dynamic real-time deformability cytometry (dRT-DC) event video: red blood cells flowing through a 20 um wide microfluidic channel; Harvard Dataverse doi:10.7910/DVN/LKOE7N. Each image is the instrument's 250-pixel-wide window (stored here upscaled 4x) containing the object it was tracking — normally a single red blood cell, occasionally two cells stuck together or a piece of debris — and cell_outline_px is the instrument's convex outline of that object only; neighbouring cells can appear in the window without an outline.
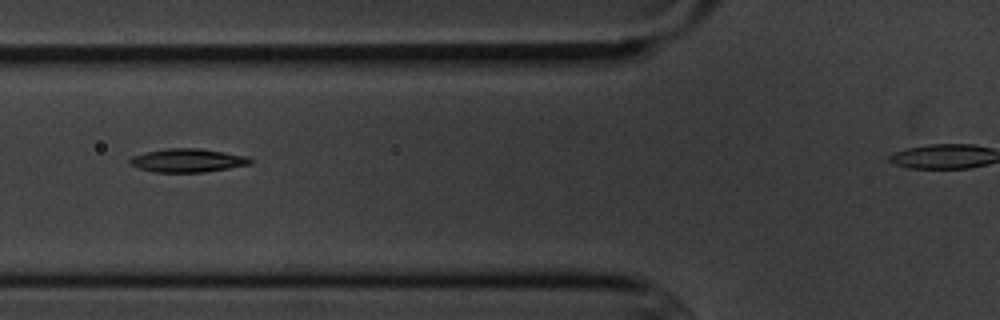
{"species": "common noctule bat (a hibernating species)", "species_latin": "Nyctalus noctula", "temperature_condition": "cold", "stored_images_in_passage": 5, "camera_frame_rate_fps": 3000, "um_per_image_px": 0.085, "animal": {"sex": "male", "body_mass_g": 20.1, "forearm_length_mm": 53.5}, "frame": {"image": 1, "passage_image": 3, "time_ms": 2.333, "image_size_px": [1000, 320], "cell_outline_px": [[252, 164], [204, 172], [152, 172], [128, 164], [128, 160], [132, 156], [148, 152], [168, 148], [196, 148], [224, 152], [248, 156], [252, 160]], "centroid_in_image_um": [15.94, 13.64], "position_along_channel_um": 109.9, "area_um2": 16.42}}
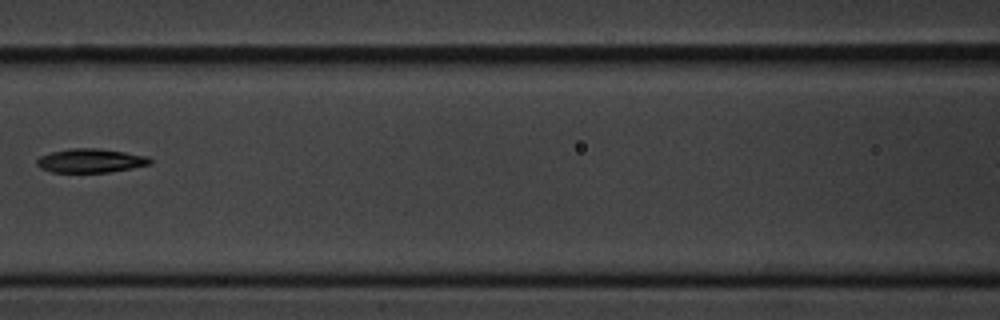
{"frame": {"image": 2, "passage_image": 4, "time_ms": 3.667, "image_size_px": [1000, 320], "cell_outline_px": [[152, 164], [132, 168], [108, 172], [52, 172], [40, 168], [36, 164], [36, 160], [40, 156], [52, 152], [72, 148], [100, 148], [148, 156], [152, 160]], "centroid_in_image_um": [7.71, 13.65], "position_along_channel_um": 158.9, "area_um2": 15.78}}
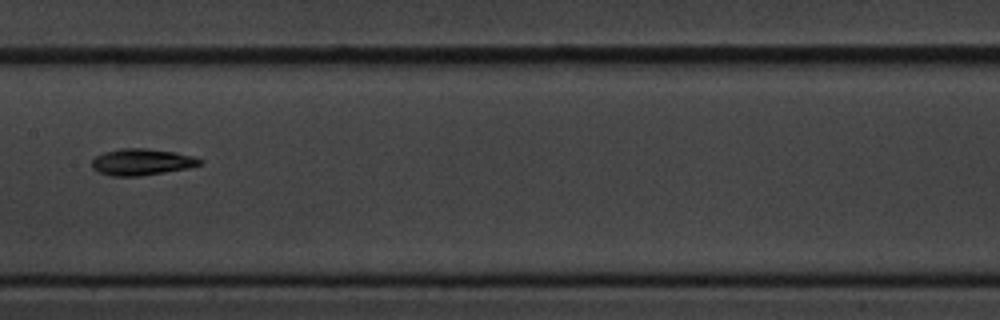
{"frame": {"image": 3, "passage_image": 5, "time_ms": 4.667, "image_size_px": [1000, 320], "cell_outline_px": [[204, 160], [200, 164], [188, 168], [140, 176], [112, 176], [96, 172], [92, 168], [92, 160], [96, 156], [104, 152], [120, 148], [148, 148], [172, 152], [192, 156]], "centroid_in_image_um": [12.0, 13.77], "position_along_channel_um": 195.4, "area_um2": 16.65}}